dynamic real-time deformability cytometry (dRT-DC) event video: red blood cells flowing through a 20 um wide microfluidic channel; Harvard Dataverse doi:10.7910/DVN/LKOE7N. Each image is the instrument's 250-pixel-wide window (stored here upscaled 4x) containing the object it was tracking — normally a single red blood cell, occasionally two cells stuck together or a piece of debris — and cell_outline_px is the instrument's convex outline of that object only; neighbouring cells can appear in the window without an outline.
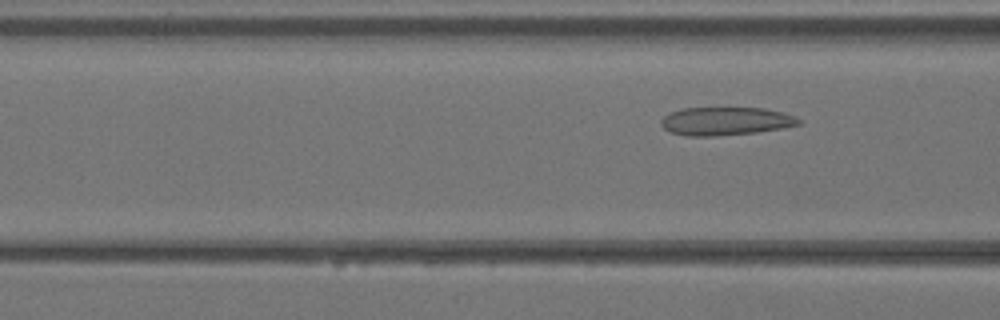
{"species": "Egyptian fruit bat (a non-hibernating species)", "species_latin": "Rousettus aegyptiacus", "temperature_condition": "warm", "stored_images_in_passage": 3, "camera_frame_rate_fps": 3000, "um_per_image_px": 0.085, "animal": {"sex": "female"}, "frame": {"image": 1, "passage_image": 3, "time_ms": 0.667, "image_size_px": [1000, 320], "cell_outline_px": [[800, 124], [780, 128], [756, 132], [716, 136], [688, 136], [668, 132], [660, 124], [660, 120], [668, 112], [684, 108], [764, 108], [780, 112], [792, 116], [800, 120]], "centroid_in_image_um": [61.58, 10.3], "position_along_channel_um": 105.0, "area_um2": 22.48}}